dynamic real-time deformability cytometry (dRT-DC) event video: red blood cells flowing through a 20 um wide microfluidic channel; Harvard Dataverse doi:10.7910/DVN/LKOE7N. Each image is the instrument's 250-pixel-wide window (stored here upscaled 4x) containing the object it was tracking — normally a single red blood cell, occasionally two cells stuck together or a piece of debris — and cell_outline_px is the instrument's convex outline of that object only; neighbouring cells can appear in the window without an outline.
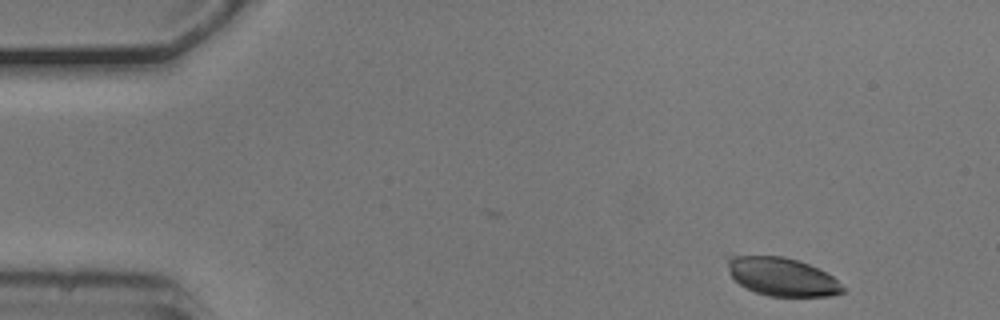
{"species": "common noctule bat (a hibernating species)", "species_latin": "Nyctalus noctula", "temperature_condition": "cold", "stored_images_in_passage": 15, "camera_frame_rate_fps": 3000, "um_per_image_px": 0.085, "animal": {"sex": "male", "body_mass_g": 20.5, "forearm_length_mm": 52.5}, "frame": {"image": 1, "passage_image": 1, "time_ms": 0.0, "image_size_px": [1000, 320], "cell_outline_px": [[844, 292], [832, 296], [768, 296], [744, 288], [732, 276], [728, 268], [728, 260], [732, 256], [784, 256], [808, 264], [832, 276], [844, 288]], "centroid_in_image_um": [66.48, 23.54], "position_along_channel_um": 18.5, "area_um2": 25.32}}
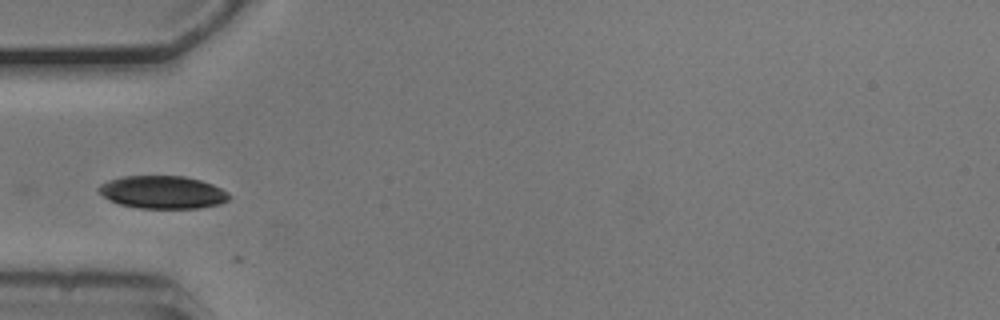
{"frame": {"image": 2, "passage_image": 13, "time_ms": 4.0, "image_size_px": [1000, 320], "cell_outline_px": [[232, 196], [228, 200], [220, 204], [200, 208], [140, 208], [120, 204], [104, 196], [96, 188], [100, 184], [108, 180], [120, 176], [184, 176], [200, 180], [212, 184], [228, 192]], "centroid_in_image_um": [13.84, 16.33], "position_along_channel_um": 71.2, "area_um2": 24.91}}